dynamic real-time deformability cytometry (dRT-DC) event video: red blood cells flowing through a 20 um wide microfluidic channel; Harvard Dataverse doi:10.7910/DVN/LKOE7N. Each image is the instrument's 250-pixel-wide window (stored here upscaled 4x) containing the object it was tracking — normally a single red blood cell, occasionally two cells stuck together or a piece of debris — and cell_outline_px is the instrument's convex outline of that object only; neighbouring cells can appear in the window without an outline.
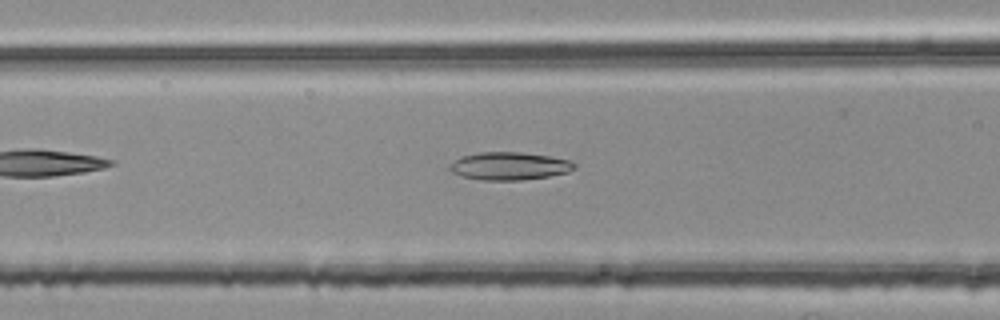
{"species": "common noctule bat (a hibernating species)", "species_latin": "Nyctalus noctula", "temperature_condition": "room temperature", "stored_images_in_passage": 39, "camera_frame_rate_fps": 3000, "um_per_image_px": 0.085, "animal": {"sex": "female", "body_mass_g": 25.1}, "frame": {"image": 1, "passage_image": 9, "time_ms": 2.667, "image_size_px": [1000, 320], "cell_outline_px": [[576, 164], [568, 172], [548, 176], [520, 180], [480, 180], [460, 176], [452, 172], [448, 168], [456, 160], [464, 156], [480, 152], [520, 152], [548, 156], [572, 160]], "centroid_in_image_um": [43.29, 14.11], "position_along_channel_um": 123.3, "area_um2": 20.0}}
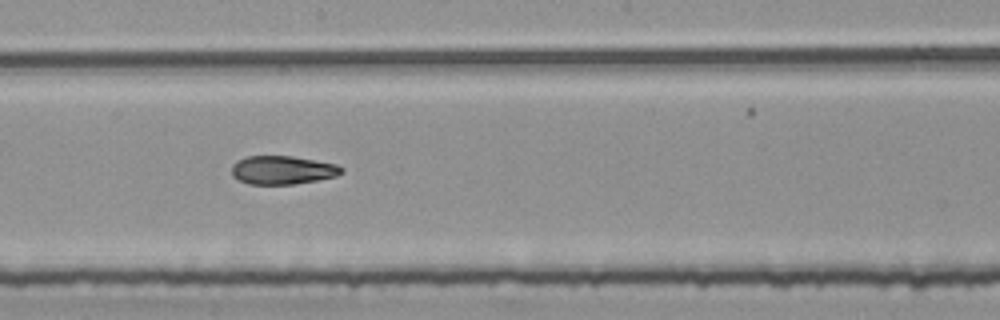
{"frame": {"image": 2, "passage_image": 17, "time_ms": 5.333, "image_size_px": [1000, 320], "cell_outline_px": [[344, 172], [336, 176], [296, 184], [248, 184], [232, 176], [232, 164], [236, 160], [244, 156], [292, 156], [336, 164], [344, 168]], "centroid_in_image_um": [24.0, 14.45], "position_along_channel_um": 224.2, "area_um2": 18.32}}
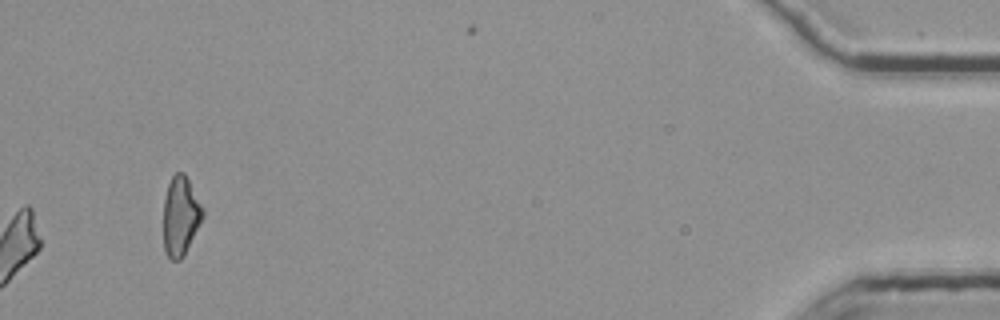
{"frame": {"image": 3, "passage_image": 39, "time_ms": 12.667, "image_size_px": [1000, 320], "cell_outline_px": [[204, 216], [184, 256], [180, 260], [172, 260], [164, 252], [164, 196], [168, 184], [172, 176], [176, 172], [184, 172], [204, 208]], "centroid_in_image_um": [15.35, 18.36], "position_along_channel_um": 419.8, "area_um2": 18.26}, "authors_computed_cell_mechanics": {"area_um2": 18.6694, "velocity_mm_per_s": 3.78, "shape_relaxation_time_tau1_ms": null, "shape_relaxation_time_tau2_ms": 4.2869, "deformation_change_tau1": null, "deformation_change_tau2": 0.1153}}